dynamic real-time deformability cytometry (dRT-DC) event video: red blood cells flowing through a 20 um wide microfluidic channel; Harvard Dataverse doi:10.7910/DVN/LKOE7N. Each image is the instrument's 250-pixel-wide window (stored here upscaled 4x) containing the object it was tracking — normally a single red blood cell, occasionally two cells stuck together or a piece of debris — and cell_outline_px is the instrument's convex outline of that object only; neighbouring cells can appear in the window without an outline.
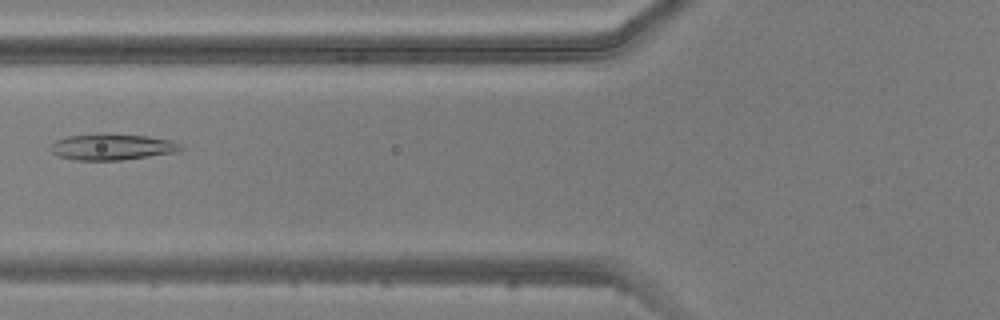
{"species": "common noctule bat (a hibernating species)", "species_latin": "Nyctalus noctula", "temperature_condition": "warm", "stored_images_in_passage": 6, "camera_frame_rate_fps": 3000, "um_per_image_px": 0.085, "animal": {"sex": "male", "body_mass_g": 20.5, "forearm_length_mm": 52.5}, "frame": {"image": 1, "passage_image": 6, "time_ms": 6.0, "image_size_px": [1000, 320], "cell_outline_px": [[184, 148], [176, 152], [120, 160], [76, 160], [60, 156], [52, 152], [48, 148], [56, 140], [68, 136], [96, 132], [148, 136], [168, 140], [180, 144]], "centroid_in_image_um": [9.48, 12.47], "position_along_channel_um": 116.3, "area_um2": 19.94}}